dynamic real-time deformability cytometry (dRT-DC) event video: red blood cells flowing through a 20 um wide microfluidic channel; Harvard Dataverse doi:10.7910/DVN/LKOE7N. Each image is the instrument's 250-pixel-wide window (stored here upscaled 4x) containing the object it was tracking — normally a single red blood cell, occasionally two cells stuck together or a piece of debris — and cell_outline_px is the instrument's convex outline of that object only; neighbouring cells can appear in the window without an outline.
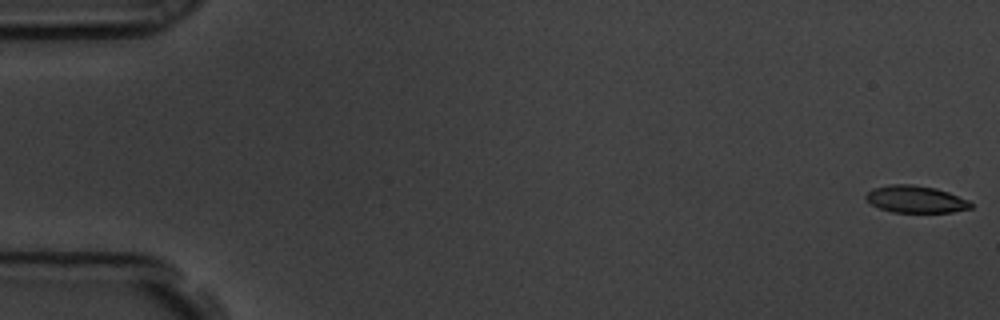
{"species": "common noctule bat (a hibernating species)", "species_latin": "Nyctalus noctula", "temperature_condition": "room temperature", "stored_images_in_passage": 58, "camera_frame_rate_fps": 3000, "um_per_image_px": 0.085, "animal": {"sex": "male", "body_mass_g": 19.5, "forearm_length_mm": 54.6}, "frame": {"image": 1, "passage_image": 1, "time_ms": 0.0, "image_size_px": [1000, 320], "cell_outline_px": [[972, 208], [952, 212], [892, 212], [880, 208], [872, 204], [864, 196], [872, 188], [892, 184], [912, 184], [936, 188], [948, 192], [968, 200], [972, 204]], "centroid_in_image_um": [77.83, 16.93], "position_along_channel_um": 7.2, "area_um2": 16.47}}
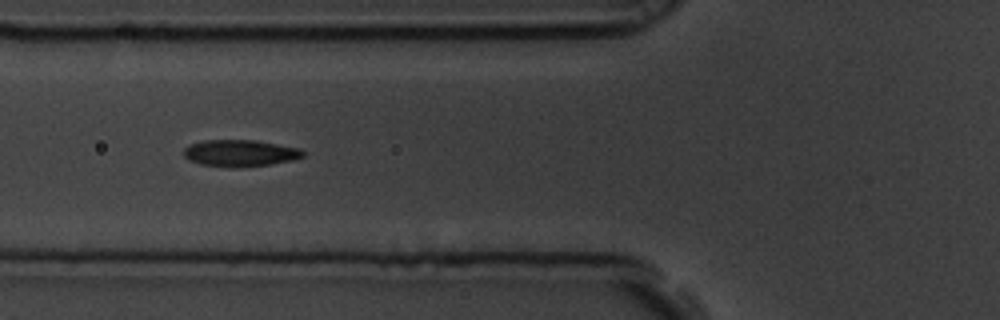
{"frame": {"image": 2, "passage_image": 22, "time_ms": 7.0, "image_size_px": [1000, 320], "cell_outline_px": [[304, 156], [292, 160], [272, 164], [244, 168], [232, 168], [200, 164], [188, 160], [184, 156], [184, 148], [188, 144], [204, 140], [256, 140], [300, 148], [304, 152]], "centroid_in_image_um": [20.39, 13.02], "position_along_channel_um": 105.4, "area_um2": 18.9}}
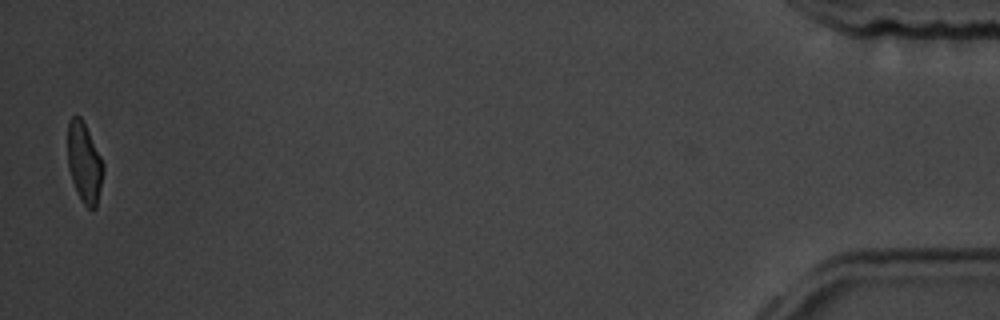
{"frame": {"image": 3, "passage_image": 57, "time_ms": 18.667, "image_size_px": [1000, 320], "cell_outline_px": [[104, 172], [96, 208], [88, 208], [80, 200], [76, 192], [68, 168], [68, 120], [72, 116], [80, 116], [104, 164]], "centroid_in_image_um": [7.16, 13.86], "position_along_channel_um": 428.0, "area_um2": 16.47}, "authors_computed_cell_mechanics": {"area_um2": 18.1203, "velocity_mm_per_s": 3.5648, "shape_relaxation_time_tau1_ms": 3.8709, "shape_relaxation_time_tau2_ms": 1.5358, "deformation_change_tau1": 0.1283, "deformation_change_tau2": 0.0581}}